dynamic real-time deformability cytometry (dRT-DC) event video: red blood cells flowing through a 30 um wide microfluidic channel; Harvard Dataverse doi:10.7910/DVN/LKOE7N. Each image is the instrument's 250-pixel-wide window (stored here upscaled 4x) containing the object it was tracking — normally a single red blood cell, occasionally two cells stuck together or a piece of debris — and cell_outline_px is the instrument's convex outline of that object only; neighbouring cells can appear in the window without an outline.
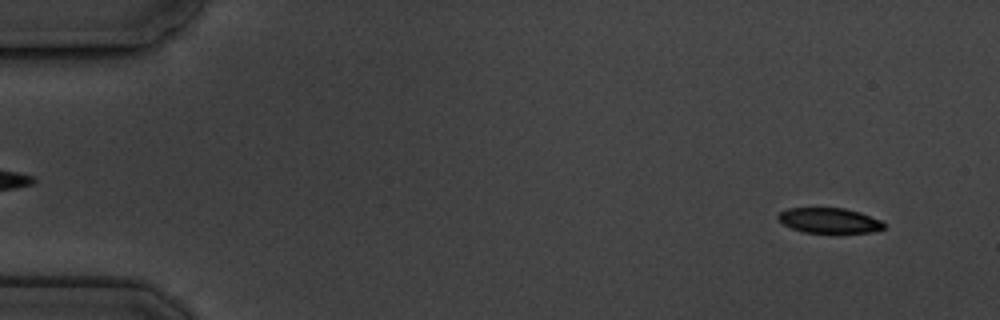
{"species": "common noctule bat (a hibernating species)", "species_latin": "Nyctalus noctula", "temperature_condition": "cold", "stored_images_in_passage": 5, "camera_frame_rate_fps": 3000, "um_per_image_px": 0.085, "animal": {"sex": "male", "body_mass_g": 19.5, "forearm_length_mm": 54.6}, "frame": {"image": 1, "passage_image": 1, "time_ms": 0.0, "image_size_px": [1000, 320], "cell_outline_px": [[884, 228], [872, 232], [804, 232], [792, 228], [776, 220], [776, 216], [780, 212], [788, 208], [844, 208], [860, 212], [880, 220], [884, 224]], "centroid_in_image_um": [70.44, 18.73], "position_along_channel_um": 14.6, "area_um2": 15.37}}
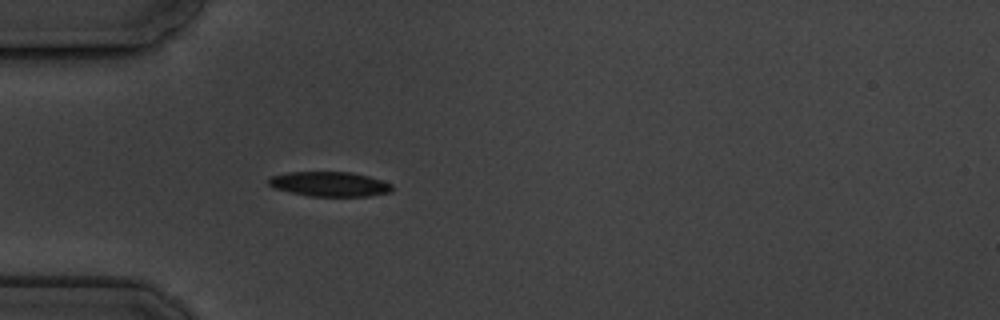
{"frame": {"image": 2, "passage_image": 5, "time_ms": 4.333, "image_size_px": [1000, 320], "cell_outline_px": [[392, 192], [368, 196], [308, 196], [276, 188], [268, 184], [268, 180], [272, 176], [288, 172], [352, 172], [368, 176], [392, 184]], "centroid_in_image_um": [28.04, 15.64], "position_along_channel_um": 57.0, "area_um2": 17.63}}